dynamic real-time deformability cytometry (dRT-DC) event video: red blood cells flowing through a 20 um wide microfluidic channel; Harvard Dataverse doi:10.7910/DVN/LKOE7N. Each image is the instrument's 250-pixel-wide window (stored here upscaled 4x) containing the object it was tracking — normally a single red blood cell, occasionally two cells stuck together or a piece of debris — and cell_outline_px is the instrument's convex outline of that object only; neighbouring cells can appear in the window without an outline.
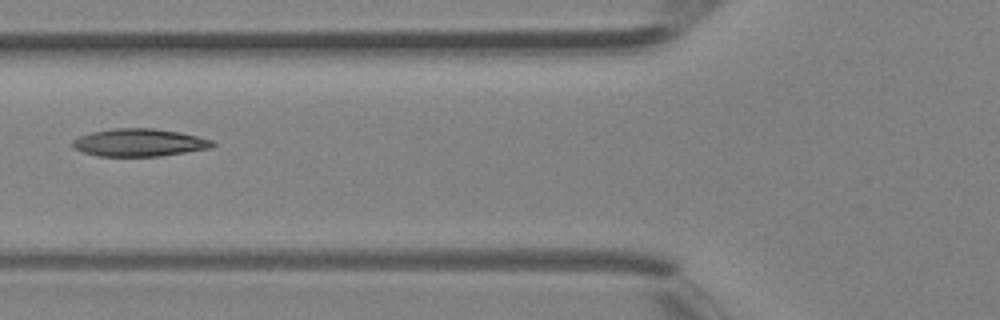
{"species": "Egyptian fruit bat (a non-hibernating species)", "species_latin": "Rousettus aegyptiacus", "temperature_condition": "room temperature", "stored_images_in_passage": 5, "camera_frame_rate_fps": 3000, "um_per_image_px": 0.085, "animal": {"sex": "female"}, "frame": {"image": 1, "passage_image": 5, "time_ms": 1.333, "image_size_px": [1000, 320], "cell_outline_px": [[216, 144], [212, 148], [160, 156], [96, 156], [72, 148], [72, 140], [80, 136], [92, 132], [112, 128], [152, 128], [180, 132], [212, 140]], "centroid_in_image_um": [11.83, 12.12], "position_along_channel_um": 114.0, "area_um2": 22.6}}